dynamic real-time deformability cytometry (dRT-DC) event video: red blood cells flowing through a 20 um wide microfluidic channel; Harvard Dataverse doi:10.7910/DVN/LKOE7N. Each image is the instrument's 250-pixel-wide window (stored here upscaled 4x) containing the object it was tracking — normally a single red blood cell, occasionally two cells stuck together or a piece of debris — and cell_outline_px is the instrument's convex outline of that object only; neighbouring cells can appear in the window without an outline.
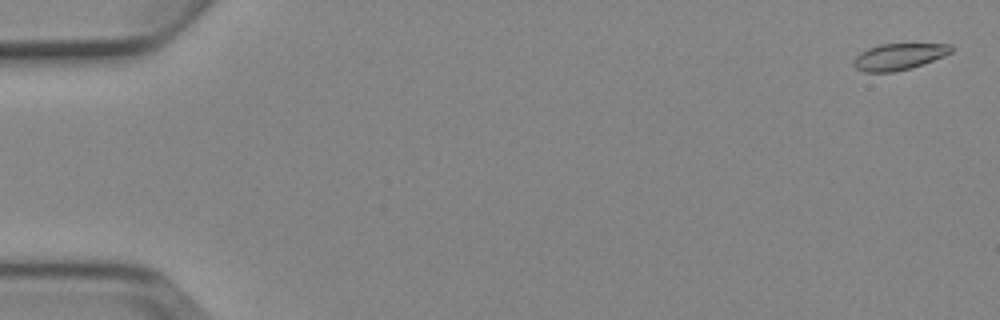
{"species": "Egyptian fruit bat (a non-hibernating species)", "species_latin": "Rousettus aegyptiacus", "temperature_condition": "cold", "stored_images_in_passage": 6, "camera_frame_rate_fps": 3000, "um_per_image_px": 0.085, "animal": {"sex": "female"}, "frame": {"image": 1, "passage_image": 1, "time_ms": 0.0, "image_size_px": [1000, 320], "cell_outline_px": [[952, 52], [944, 56], [896, 72], [864, 72], [856, 68], [852, 64], [852, 60], [860, 52], [868, 48], [880, 44], [952, 44]], "centroid_in_image_um": [76.35, 4.81], "position_along_channel_um": 8.6, "area_um2": 14.91}}
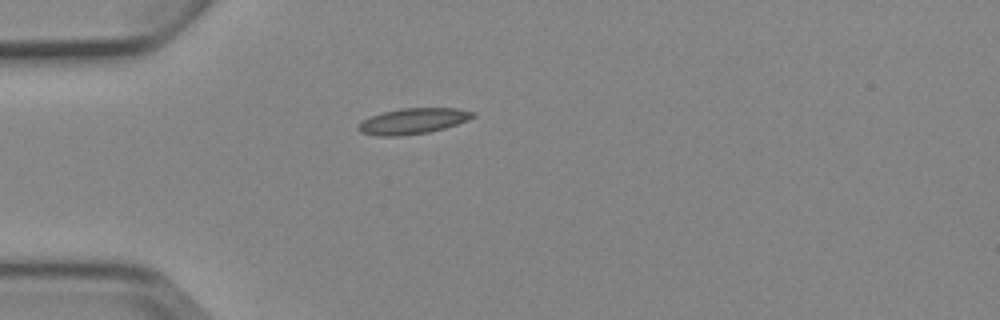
{"frame": {"image": 2, "passage_image": 5, "time_ms": 4.667, "image_size_px": [1000, 320], "cell_outline_px": [[476, 116], [468, 120], [444, 128], [428, 132], [400, 136], [376, 136], [360, 132], [356, 128], [364, 120], [372, 116], [384, 112], [400, 108], [460, 108], [476, 112]], "centroid_in_image_um": [35.14, 10.29], "position_along_channel_um": 49.9, "area_um2": 17.17}}